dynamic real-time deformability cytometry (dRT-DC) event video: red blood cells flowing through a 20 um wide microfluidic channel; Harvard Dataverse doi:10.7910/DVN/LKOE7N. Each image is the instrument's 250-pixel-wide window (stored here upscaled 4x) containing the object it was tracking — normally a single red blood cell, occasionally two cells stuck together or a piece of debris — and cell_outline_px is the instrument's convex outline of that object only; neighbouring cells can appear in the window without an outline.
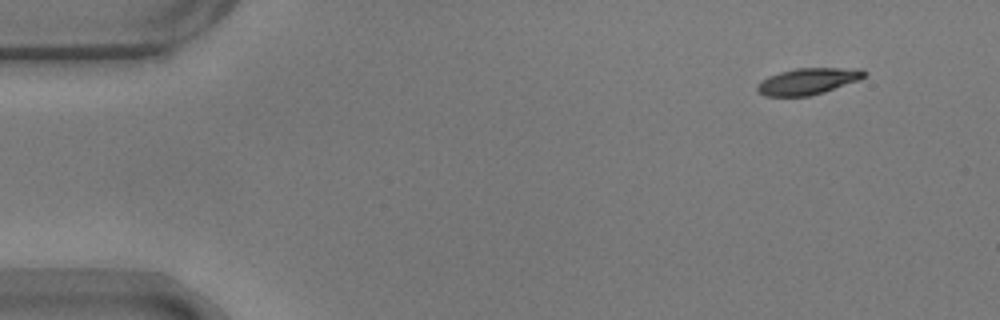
{"species": "common noctule bat (a hibernating species)", "species_latin": "Nyctalus noctula", "temperature_condition": "warm", "stored_images_in_passage": 9, "camera_frame_rate_fps": 3000, "um_per_image_px": 0.085, "animal": {"sex": "male", "body_mass_g": 17.9}, "frame": {"image": 1, "passage_image": 1, "time_ms": 0.0, "image_size_px": [1000, 320], "cell_outline_px": [[868, 72], [860, 80], [824, 92], [808, 96], [764, 96], [756, 92], [756, 84], [760, 80], [768, 76], [780, 72], [796, 68], [860, 68]], "centroid_in_image_um": [68.65, 6.91], "position_along_channel_um": 16.4, "area_um2": 16.7}}